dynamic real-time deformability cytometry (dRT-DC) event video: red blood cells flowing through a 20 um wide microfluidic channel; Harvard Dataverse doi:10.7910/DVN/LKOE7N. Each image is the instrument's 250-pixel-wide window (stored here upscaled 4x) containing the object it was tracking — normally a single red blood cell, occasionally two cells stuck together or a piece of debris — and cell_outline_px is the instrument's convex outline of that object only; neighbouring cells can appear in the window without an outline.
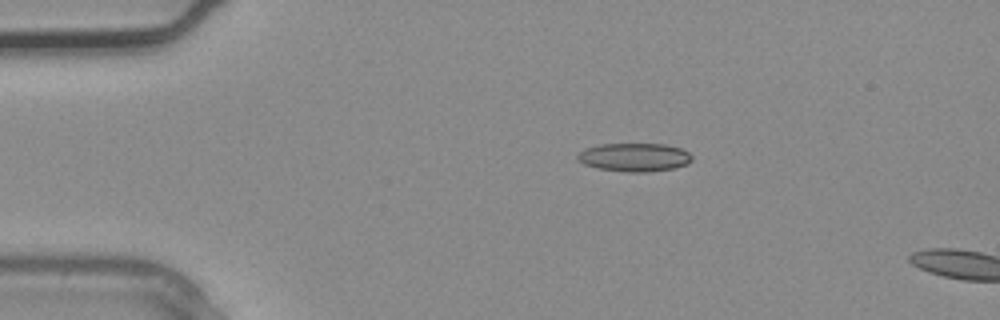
{"species": "common noctule bat (a hibernating species)", "species_latin": "Nyctalus noctula", "temperature_condition": "warm", "stored_images_in_passage": 2, "camera_frame_rate_fps": 3000, "um_per_image_px": 0.085, "animal": {"sex": "male", "body_mass_g": 20.4}, "frame": {"image": 1, "passage_image": 1, "time_ms": 0.0, "image_size_px": [1000, 320], "cell_outline_px": [[692, 160], [688, 164], [676, 168], [648, 172], [624, 172], [596, 168], [584, 164], [576, 156], [584, 148], [600, 144], [664, 144], [680, 148], [688, 152], [692, 156]], "centroid_in_image_um": [53.94, 13.37], "position_along_channel_um": 31.1, "area_um2": 19.07}}